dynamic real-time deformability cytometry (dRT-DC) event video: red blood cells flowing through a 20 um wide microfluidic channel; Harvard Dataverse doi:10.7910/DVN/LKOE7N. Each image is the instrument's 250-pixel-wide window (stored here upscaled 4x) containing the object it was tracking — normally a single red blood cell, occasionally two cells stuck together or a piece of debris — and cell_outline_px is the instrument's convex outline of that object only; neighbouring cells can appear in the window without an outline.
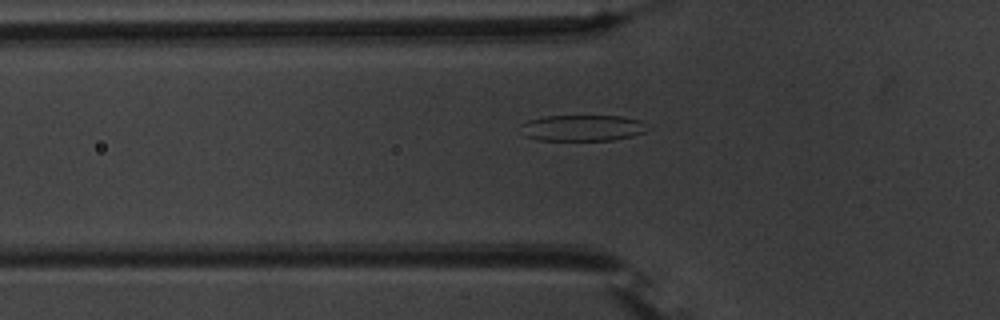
{"species": "common noctule bat (a hibernating species)", "species_latin": "Nyctalus noctula", "temperature_condition": "warm", "stored_images_in_passage": 45, "camera_frame_rate_fps": 3000, "um_per_image_px": 0.085, "animal": {"sex": "male", "body_mass_g": 20.1, "forearm_length_mm": 53.5}, "frame": {"image": 1, "passage_image": 9, "time_ms": 2.667, "image_size_px": [1000, 320], "cell_outline_px": [[644, 132], [632, 136], [612, 140], [536, 140], [524, 136], [520, 124], [528, 120], [544, 116], [620, 116], [640, 120]], "centroid_in_image_um": [49.4, 10.88], "position_along_channel_um": 76.4, "area_um2": 19.07}}
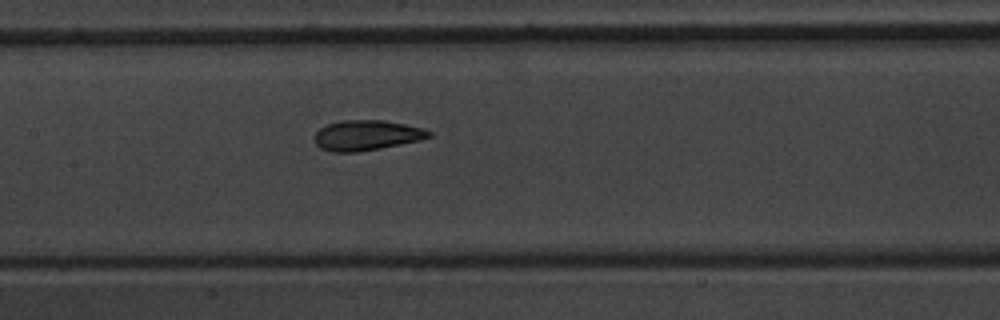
{"frame": {"image": 2, "passage_image": 17, "time_ms": 5.333, "image_size_px": [1000, 320], "cell_outline_px": [[432, 136], [420, 140], [380, 148], [356, 152], [332, 152], [320, 148], [316, 144], [316, 132], [320, 128], [328, 124], [344, 120], [384, 120], [424, 128], [432, 132]], "centroid_in_image_um": [31.18, 11.5], "position_along_channel_um": 176.2, "area_um2": 20.0}}
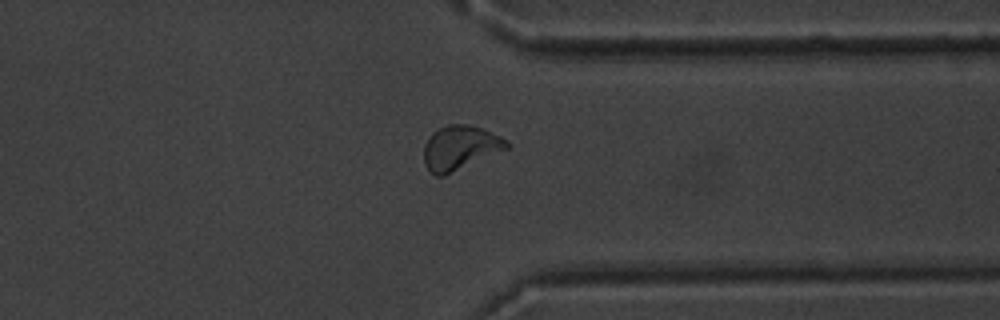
{"frame": {"image": 3, "passage_image": 33, "time_ms": 10.667, "image_size_px": [1000, 320], "cell_outline_px": [[512, 144], [508, 148], [444, 176], [436, 176], [424, 164], [424, 144], [432, 132], [448, 124], [468, 124], [480, 128], [500, 136], [508, 140]], "centroid_in_image_um": [39.1, 12.55], "position_along_channel_um": 372.3, "area_um2": 21.27}, "authors_computed_cell_mechanics": {"area_um2": 20.519, "velocity_mm_per_s": 3.7124, "shape_relaxation_time_tau1_ms": 3.8818, "shape_relaxation_time_tau2_ms": 1.1549, "deformation_change_tau1": 0.1382, "deformation_change_tau2": 0.0851}}